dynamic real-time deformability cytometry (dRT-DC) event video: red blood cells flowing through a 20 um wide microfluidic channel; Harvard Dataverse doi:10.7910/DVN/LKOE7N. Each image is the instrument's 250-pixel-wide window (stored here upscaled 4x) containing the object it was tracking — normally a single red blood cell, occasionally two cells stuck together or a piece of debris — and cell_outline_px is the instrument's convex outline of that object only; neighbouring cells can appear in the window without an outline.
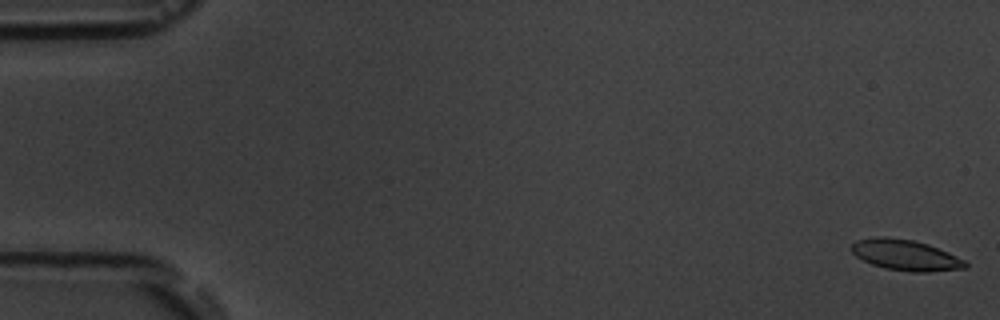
{"species": "common noctule bat (a hibernating species)", "species_latin": "Nyctalus noctula", "temperature_condition": "room temperature", "stored_images_in_passage": 5, "camera_frame_rate_fps": 3000, "um_per_image_px": 0.085, "animal": {"sex": "male", "body_mass_g": 19.5, "forearm_length_mm": 54.6}, "frame": {"image": 1, "passage_image": 1, "time_ms": 0.0, "image_size_px": [1000, 320], "cell_outline_px": [[968, 268], [928, 272], [912, 272], [884, 268], [872, 264], [856, 256], [848, 248], [856, 240], [876, 236], [884, 236], [912, 240], [928, 244], [948, 252], [964, 260], [968, 264]], "centroid_in_image_um": [76.95, 21.68], "position_along_channel_um": 8.0, "area_um2": 20.52}}